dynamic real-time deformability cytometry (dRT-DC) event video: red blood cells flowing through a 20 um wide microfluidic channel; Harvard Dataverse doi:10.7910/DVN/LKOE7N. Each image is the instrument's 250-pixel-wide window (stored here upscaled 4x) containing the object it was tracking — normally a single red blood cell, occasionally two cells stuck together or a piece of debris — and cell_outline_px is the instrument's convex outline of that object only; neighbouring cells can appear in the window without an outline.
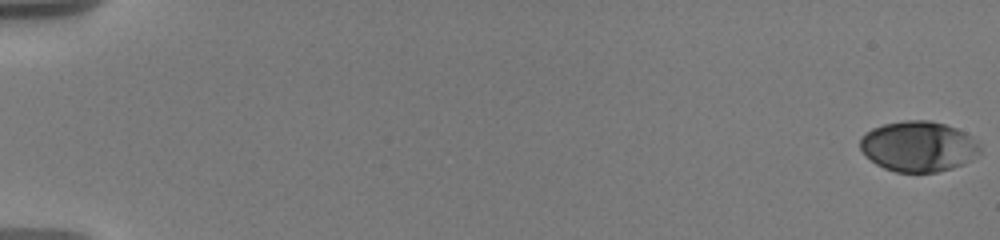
{"species": "human", "species_latin": "Homo sapiens", "temperature_condition": "warm", "stored_images_in_passage": 23, "camera_frame_rate_fps": 3000, "um_per_image_px": 0.085, "donor": {"sex": "male"}, "frame": {"image": 1, "passage_image": 1, "time_ms": 0.0, "image_size_px": [1000, 240], "cell_outline_px": [[980, 152], [972, 160], [964, 164], [952, 168], [936, 172], [896, 172], [884, 168], [876, 164], [864, 156], [860, 148], [860, 140], [872, 128], [884, 124], [904, 120], [928, 120], [944, 124], [956, 128], [964, 132], [980, 148]], "centroid_in_image_um": [78.03, 12.46], "position_along_channel_um": 7.0, "area_um2": 35.03}}